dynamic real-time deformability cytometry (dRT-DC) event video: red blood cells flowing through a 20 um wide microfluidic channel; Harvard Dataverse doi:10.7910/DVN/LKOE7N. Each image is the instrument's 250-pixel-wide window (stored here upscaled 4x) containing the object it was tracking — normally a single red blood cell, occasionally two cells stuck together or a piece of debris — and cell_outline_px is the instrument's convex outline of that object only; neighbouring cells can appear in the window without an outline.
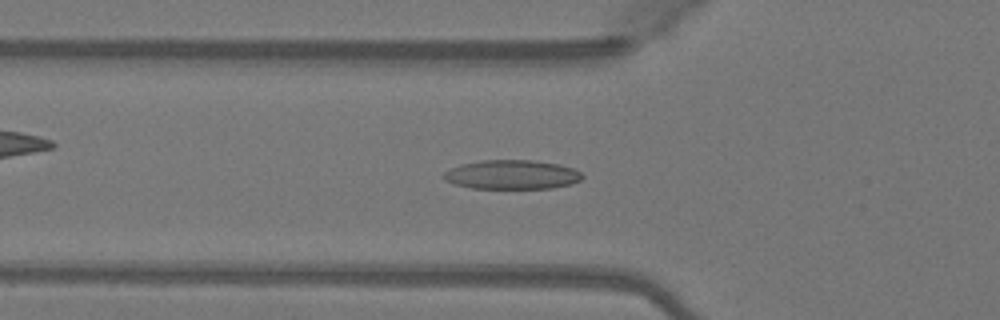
{"species": "Egyptian fruit bat (a non-hibernating species)", "species_latin": "Rousettus aegyptiacus", "temperature_condition": "warm", "stored_images_in_passage": 48, "camera_frame_rate_fps": 3000, "um_per_image_px": 0.085, "animal": {"sex": "female"}, "frame": {"image": 1, "passage_image": 16, "time_ms": 5.0, "image_size_px": [1000, 320], "cell_outline_px": [[584, 176], [580, 180], [572, 184], [552, 188], [472, 188], [456, 184], [444, 180], [440, 176], [444, 172], [460, 164], [480, 160], [532, 160], [560, 164], [572, 168], [580, 172]], "centroid_in_image_um": [43.5, 14.84], "position_along_channel_um": 82.3, "area_um2": 23.64}}
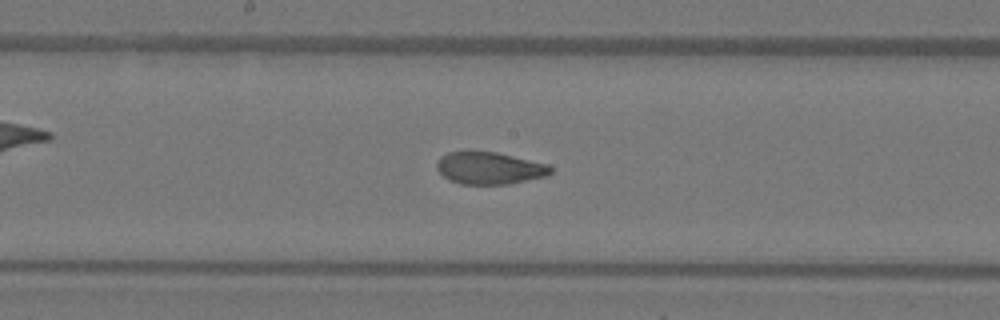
{"frame": {"image": 2, "passage_image": 25, "time_ms": 8.0, "image_size_px": [1000, 320], "cell_outline_px": [[552, 172], [548, 176], [508, 184], [460, 184], [448, 180], [436, 168], [436, 164], [440, 156], [448, 152], [496, 152], [548, 164], [552, 168]], "centroid_in_image_um": [41.61, 14.3], "position_along_channel_um": 206.6, "area_um2": 21.33}}
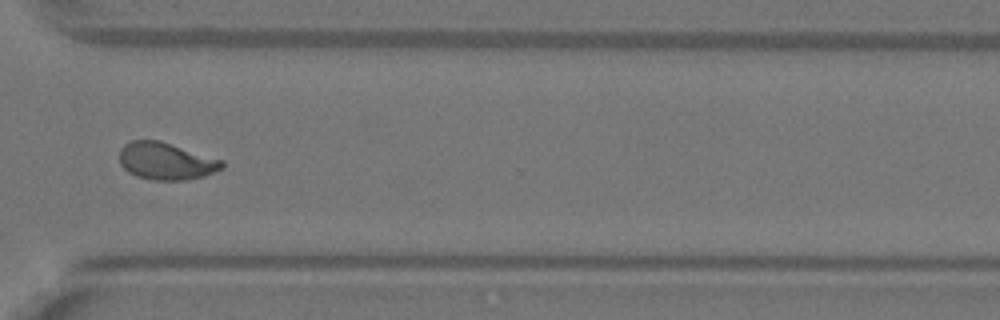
{"frame": {"image": 3, "passage_image": 36, "time_ms": 11.667, "image_size_px": [1000, 320], "cell_outline_px": [[224, 168], [204, 176], [184, 180], [152, 180], [136, 176], [128, 172], [120, 164], [120, 148], [124, 144], [132, 140], [160, 140], [224, 160]], "centroid_in_image_um": [14.12, 13.69], "position_along_channel_um": 356.5, "area_um2": 22.43}, "authors_computed_cell_mechanics": {"area_um2": 22.1952, "velocity_mm_per_s": 4.1059, "shape_relaxation_time_tau1_ms": 5.088, "shape_relaxation_time_tau2_ms": 0.8326, "deformation_change_tau1": 0.1887, "deformation_change_tau2": 0.0556}}